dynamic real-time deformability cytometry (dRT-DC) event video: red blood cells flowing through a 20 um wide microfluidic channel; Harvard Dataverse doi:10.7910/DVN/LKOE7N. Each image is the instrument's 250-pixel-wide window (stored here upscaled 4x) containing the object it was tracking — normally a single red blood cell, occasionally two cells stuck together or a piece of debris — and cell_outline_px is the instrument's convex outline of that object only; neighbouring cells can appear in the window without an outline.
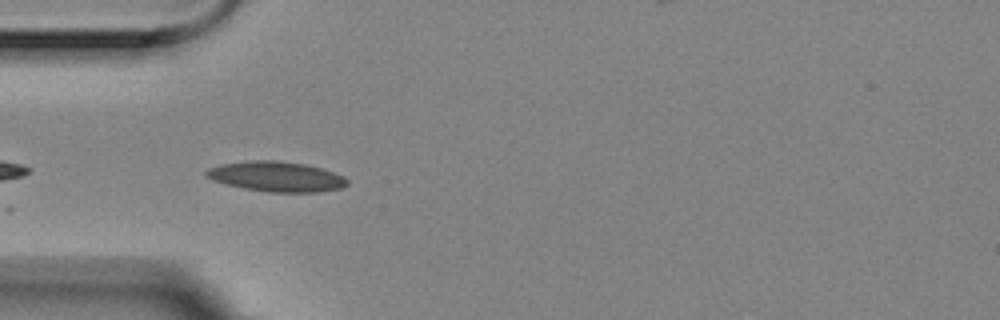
{"species": "Egyptian fruit bat (a non-hibernating species)", "species_latin": "Rousettus aegyptiacus", "temperature_condition": "room temperature", "stored_images_in_passage": 8, "camera_frame_rate_fps": 3000, "um_per_image_px": 0.085, "animal": {"sex": "female"}, "frame": {"image": 1, "passage_image": 4, "time_ms": 1.0, "image_size_px": [1000, 320], "cell_outline_px": [[348, 184], [340, 188], [316, 192], [268, 192], [244, 188], [212, 180], [204, 176], [204, 172], [208, 168], [220, 164], [248, 160], [276, 160], [304, 164], [320, 168], [344, 176], [348, 180]], "centroid_in_image_um": [23.45, 15.0], "position_along_channel_um": 61.6, "area_um2": 24.68}}